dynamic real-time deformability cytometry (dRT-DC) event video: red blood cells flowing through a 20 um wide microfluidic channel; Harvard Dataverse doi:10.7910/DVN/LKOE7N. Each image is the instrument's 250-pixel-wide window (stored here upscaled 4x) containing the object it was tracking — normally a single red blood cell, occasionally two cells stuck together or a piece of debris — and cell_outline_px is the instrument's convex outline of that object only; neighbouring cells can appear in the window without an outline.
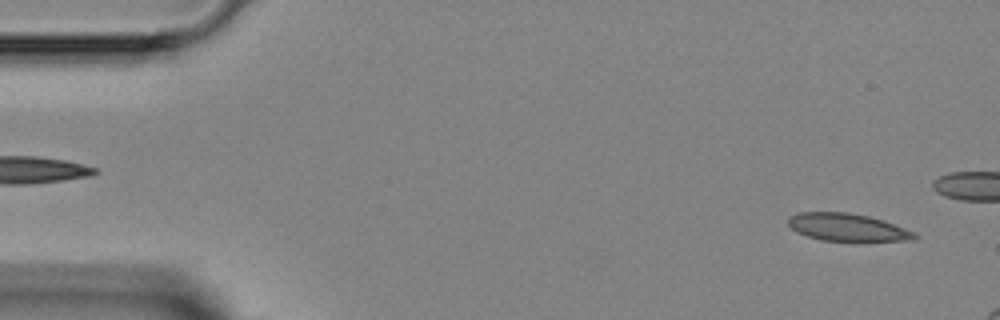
{"species": "Egyptian fruit bat (a non-hibernating species)", "species_latin": "Rousettus aegyptiacus", "temperature_condition": "room temperature", "stored_images_in_passage": 10, "camera_frame_rate_fps": 3000, "um_per_image_px": 0.085, "animal": {"sex": "female"}, "frame": {"image": 1, "passage_image": 2, "time_ms": 0.333, "image_size_px": [1000, 320], "cell_outline_px": [[920, 236], [912, 240], [820, 240], [796, 232], [788, 224], [788, 216], [796, 212], [848, 212], [868, 216], [884, 220], [916, 232]], "centroid_in_image_um": [72.01, 19.3], "position_along_channel_um": 13.0, "area_um2": 20.23}}